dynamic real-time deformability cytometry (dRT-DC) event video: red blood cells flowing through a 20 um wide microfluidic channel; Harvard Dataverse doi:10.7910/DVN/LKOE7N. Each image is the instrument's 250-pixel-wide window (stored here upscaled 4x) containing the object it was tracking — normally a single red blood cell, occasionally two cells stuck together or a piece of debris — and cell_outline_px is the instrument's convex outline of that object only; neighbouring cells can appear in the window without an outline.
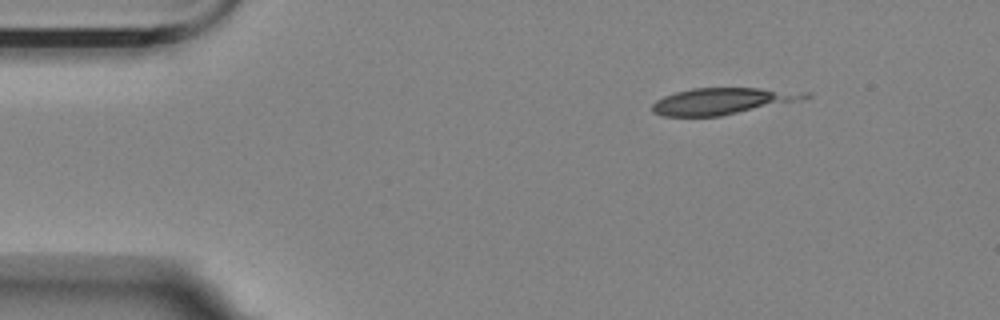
{"species": "Egyptian fruit bat (a non-hibernating species)", "species_latin": "Rousettus aegyptiacus", "temperature_condition": "room temperature", "stored_images_in_passage": 6, "camera_frame_rate_fps": 3000, "um_per_image_px": 0.085, "animal": {"sex": "female"}, "frame": {"image": 1, "passage_image": 1, "time_ms": 0.0, "image_size_px": [1000, 320], "cell_outline_px": [[812, 96], [804, 100], [720, 116], [664, 116], [652, 112], [652, 104], [656, 100], [664, 96], [676, 92], [692, 88], [760, 88], [812, 92]], "centroid_in_image_um": [61.47, 8.59], "position_along_channel_um": 23.5, "area_um2": 23.81}}